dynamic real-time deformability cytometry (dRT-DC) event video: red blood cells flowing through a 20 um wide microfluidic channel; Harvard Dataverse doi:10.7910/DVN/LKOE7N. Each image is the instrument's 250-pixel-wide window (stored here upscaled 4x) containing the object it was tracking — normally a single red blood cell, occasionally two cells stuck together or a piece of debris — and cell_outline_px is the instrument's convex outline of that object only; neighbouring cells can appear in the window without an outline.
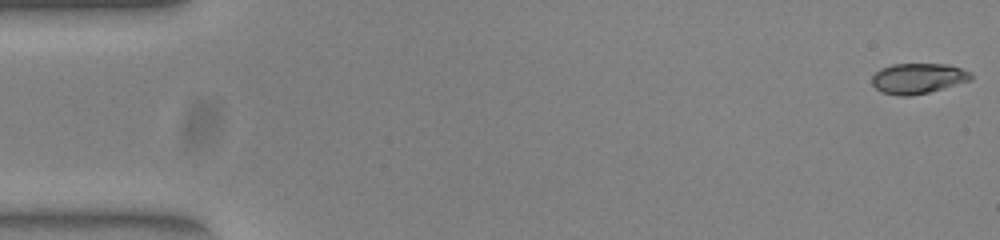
{"species": "common noctule bat (a hibernating species)", "species_latin": "Nyctalus noctula", "temperature_condition": "warm", "stored_images_in_passage": 52, "camera_frame_rate_fps": 3000, "um_per_image_px": 0.085, "animal": {"sex": "female", "body_mass_g": 23.0, "forearm_length_mm": 53.4}, "frame": {"image": 1, "passage_image": 1, "time_ms": 0.0, "image_size_px": [1000, 240], "cell_outline_px": [[972, 80], [928, 92], [912, 96], [900, 96], [880, 92], [872, 84], [872, 76], [880, 68], [892, 64], [948, 64], [972, 72]], "centroid_in_image_um": [78.02, 6.66], "position_along_channel_um": 7.0, "area_um2": 17.63}}
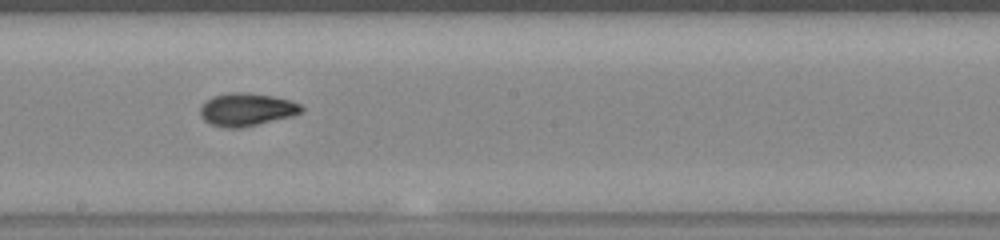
{"frame": {"image": 2, "passage_image": 29, "time_ms": 9.333, "image_size_px": [1000, 240], "cell_outline_px": [[304, 112], [292, 116], [240, 128], [224, 128], [212, 124], [204, 120], [200, 116], [200, 108], [212, 96], [228, 92], [244, 92], [272, 96], [288, 100], [300, 104], [304, 108]], "centroid_in_image_um": [20.96, 9.31], "position_along_channel_um": 227.2, "area_um2": 19.31}}
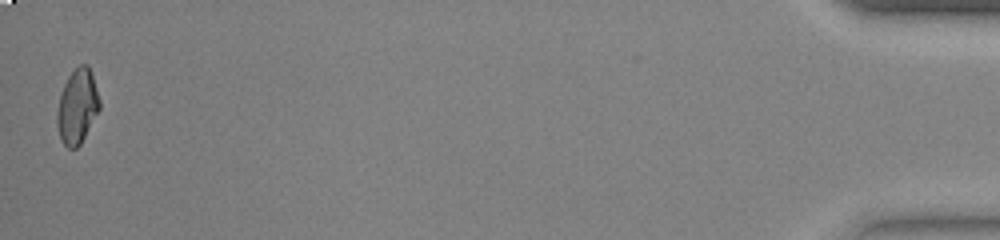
{"frame": {"image": 3, "passage_image": 52, "time_ms": 17.0, "image_size_px": [1000, 240], "cell_outline_px": [[100, 108], [80, 144], [76, 148], [68, 148], [60, 140], [56, 124], [56, 112], [60, 96], [64, 84], [68, 76], [80, 64], [88, 64], [92, 72], [100, 100]], "centroid_in_image_um": [6.56, 9.04], "position_along_channel_um": 428.6, "area_um2": 18.5}, "authors_computed_cell_mechanics": {"area_um2": 18.2648, "velocity_mm_per_s": 3.9131, "shape_relaxation_time_tau1_ms": 3.9915, "shape_relaxation_time_tau2_ms": 1.1977, "deformation_change_tau1": 0.1867, "deformation_change_tau2": 0.0546}}